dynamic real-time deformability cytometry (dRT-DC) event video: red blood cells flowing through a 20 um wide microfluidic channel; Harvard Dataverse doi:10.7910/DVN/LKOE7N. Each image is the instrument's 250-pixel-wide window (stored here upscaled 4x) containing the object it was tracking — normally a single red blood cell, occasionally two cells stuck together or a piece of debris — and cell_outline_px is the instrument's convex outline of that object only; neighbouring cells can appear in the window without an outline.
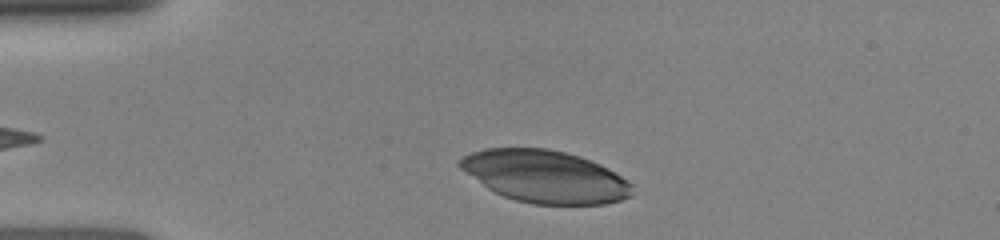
{"species": "human", "species_latin": "Homo sapiens", "temperature_condition": "room temperature", "stored_images_in_passage": 11, "camera_frame_rate_fps": 3000, "um_per_image_px": 0.085, "donor": {"sex": "female"}, "frame": {"image": 1, "passage_image": 1, "time_ms": 0.0, "image_size_px": [1000, 240], "cell_outline_px": [[632, 196], [620, 200], [604, 204], [532, 204], [516, 200], [504, 196], [488, 188], [460, 168], [456, 164], [456, 160], [472, 152], [484, 148], [548, 148], [580, 156], [600, 164], [608, 168], [628, 180], [632, 184]], "centroid_in_image_um": [46.33, 14.99], "position_along_channel_um": 38.7, "area_um2": 52.42}}
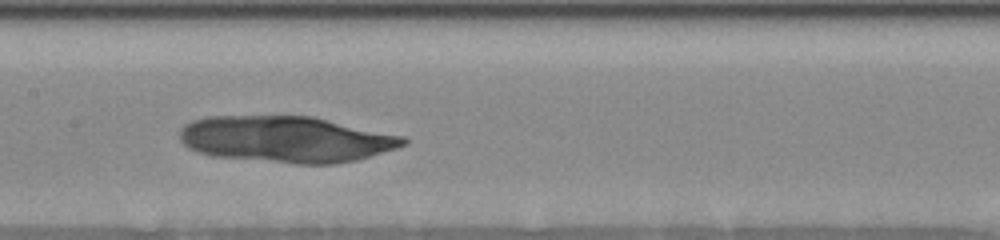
{"frame": {"image": 2, "passage_image": 7, "time_ms": 4.333, "image_size_px": [1000, 240], "cell_outline_px": [[408, 144], [396, 148], [356, 160], [336, 164], [296, 164], [212, 156], [196, 152], [188, 148], [180, 140], [180, 128], [184, 124], [192, 120], [208, 116], [312, 116], [404, 136], [408, 140]], "centroid_in_image_um": [24.3, 11.84], "position_along_channel_um": 183.1, "area_um2": 60.63}}
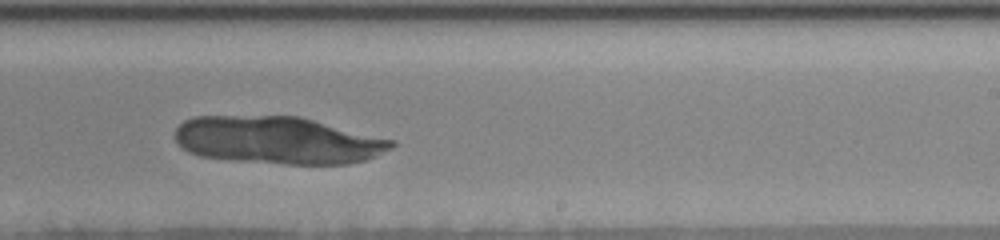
{"frame": {"image": 3, "passage_image": 10, "time_ms": 6.333, "image_size_px": [1000, 240], "cell_outline_px": [[396, 144], [392, 148], [364, 160], [348, 164], [284, 164], [228, 160], [200, 156], [188, 152], [176, 140], [176, 128], [184, 120], [192, 116], [300, 116], [396, 140]], "centroid_in_image_um": [23.62, 11.92], "position_along_channel_um": 265.4, "area_um2": 60.17}}